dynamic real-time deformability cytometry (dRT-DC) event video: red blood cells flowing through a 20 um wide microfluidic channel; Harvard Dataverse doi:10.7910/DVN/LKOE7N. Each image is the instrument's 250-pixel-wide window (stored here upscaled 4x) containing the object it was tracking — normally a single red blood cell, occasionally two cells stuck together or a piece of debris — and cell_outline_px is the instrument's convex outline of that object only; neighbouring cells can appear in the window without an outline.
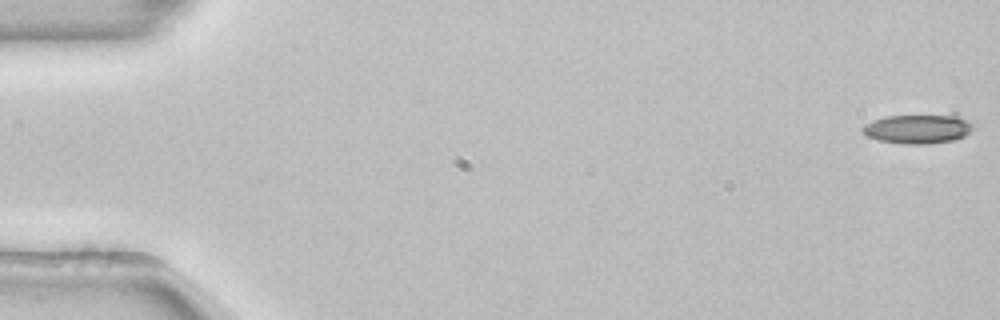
{"species": "common noctule bat (a hibernating species)", "species_latin": "Nyctalus noctula", "temperature_condition": "room temperature", "stored_images_in_passage": 12, "camera_frame_rate_fps": 3000, "um_per_image_px": 0.085, "animal": {"sex": "female", "body_mass_g": 22.7, "forearm_length_mm": 54.2}, "frame": {"image": 1, "passage_image": 1, "time_ms": 0.0, "image_size_px": [1000, 320], "cell_outline_px": [[972, 128], [964, 136], [952, 140], [924, 144], [904, 144], [880, 140], [864, 136], [860, 132], [860, 128], [864, 124], [888, 116], [952, 112], [956, 112], [972, 124]], "centroid_in_image_um": [78.03, 10.9], "position_along_channel_um": 7.0, "area_um2": 19.54}}